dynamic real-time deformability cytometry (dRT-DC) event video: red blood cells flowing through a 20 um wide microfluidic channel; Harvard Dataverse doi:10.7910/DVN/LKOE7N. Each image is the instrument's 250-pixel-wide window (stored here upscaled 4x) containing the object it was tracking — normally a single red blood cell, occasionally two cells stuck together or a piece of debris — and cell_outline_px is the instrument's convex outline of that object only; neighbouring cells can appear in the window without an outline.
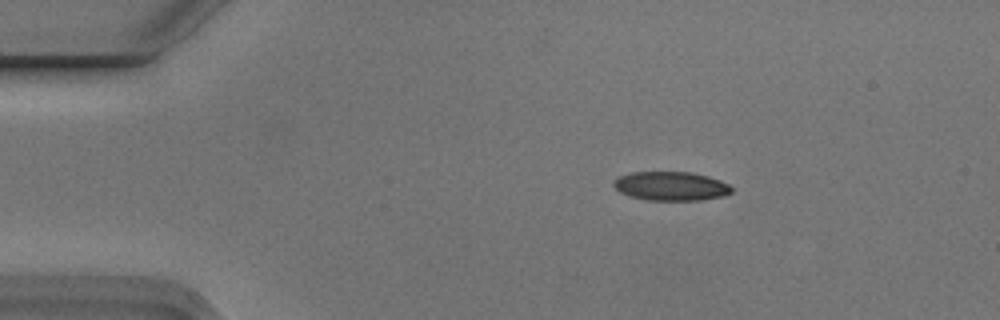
{"species": "Egyptian fruit bat (a non-hibernating species)", "species_latin": "Rousettus aegyptiacus", "temperature_condition": "cold", "stored_images_in_passage": 4, "camera_frame_rate_fps": 3000, "um_per_image_px": 0.085, "animal": {"sex": "male"}, "frame": {"image": 1, "passage_image": 2, "time_ms": 0.333, "image_size_px": [1000, 320], "cell_outline_px": [[732, 192], [724, 196], [700, 200], [648, 200], [628, 196], [620, 192], [612, 184], [612, 180], [620, 176], [632, 172], [692, 172], [708, 176], [720, 180], [728, 184], [732, 188]], "centroid_in_image_um": [57.02, 15.82], "position_along_channel_um": 28.0, "area_um2": 20.0}}
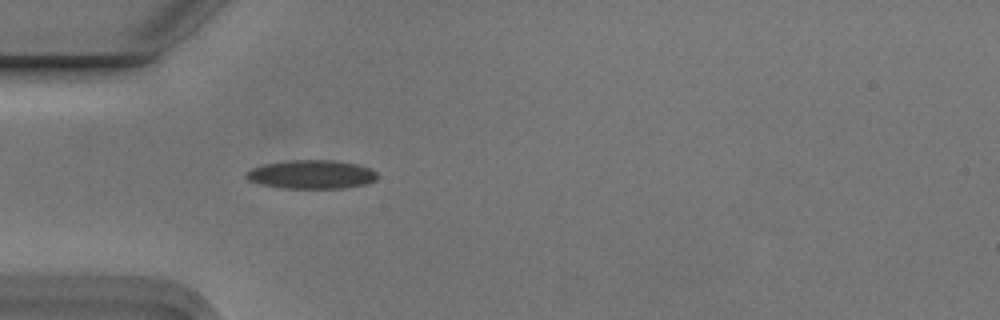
{"frame": {"image": 2, "passage_image": 4, "time_ms": 1.0, "image_size_px": [1000, 320], "cell_outline_px": [[380, 176], [376, 180], [368, 184], [344, 188], [280, 188], [260, 184], [248, 180], [244, 176], [252, 168], [264, 164], [288, 160], [336, 160], [356, 164], [372, 168]], "centroid_in_image_um": [26.52, 14.83], "position_along_channel_um": 58.5, "area_um2": 22.2}}